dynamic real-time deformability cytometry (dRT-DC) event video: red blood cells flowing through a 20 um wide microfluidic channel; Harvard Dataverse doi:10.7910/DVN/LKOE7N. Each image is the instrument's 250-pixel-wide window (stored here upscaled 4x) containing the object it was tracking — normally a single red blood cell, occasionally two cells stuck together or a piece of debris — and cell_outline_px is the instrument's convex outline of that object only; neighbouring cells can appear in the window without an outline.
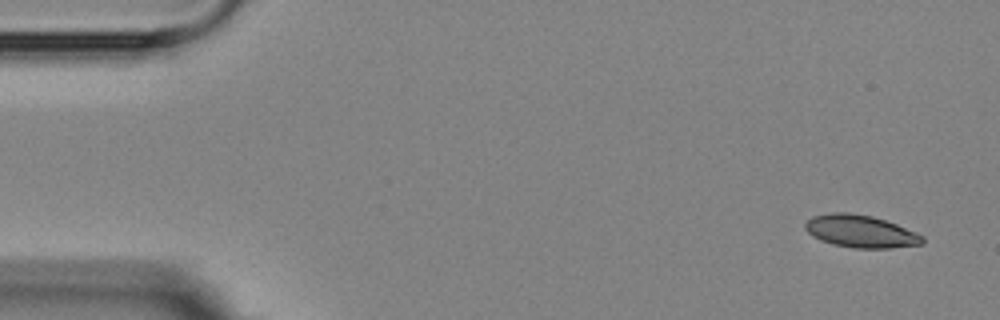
{"species": "Egyptian fruit bat (a non-hibernating species)", "species_latin": "Rousettus aegyptiacus", "temperature_condition": "room temperature", "stored_images_in_passage": 4, "camera_frame_rate_fps": 3000, "um_per_image_px": 0.085, "animal": {"sex": "female"}, "frame": {"image": 1, "passage_image": 1, "time_ms": 0.0, "image_size_px": [1000, 320], "cell_outline_px": [[924, 244], [888, 248], [852, 248], [832, 244], [820, 240], [812, 236], [804, 228], [804, 224], [812, 216], [828, 212], [848, 212], [872, 216], [896, 224], [924, 236]], "centroid_in_image_um": [73.12, 19.66], "position_along_channel_um": 11.9, "area_um2": 22.31}}
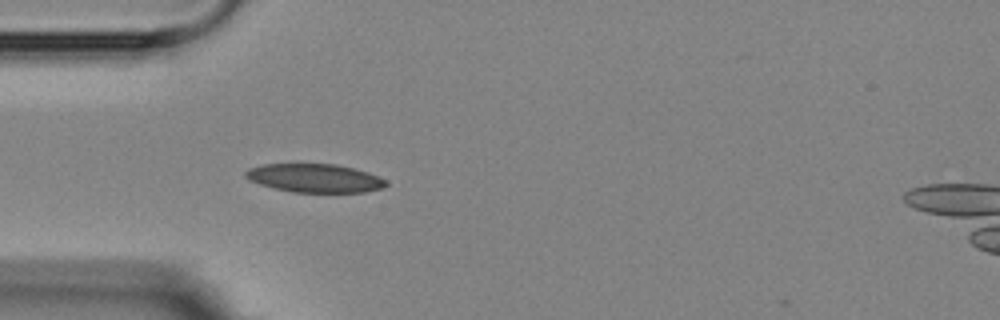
{"frame": {"image": 2, "passage_image": 4, "time_ms": 4.333, "image_size_px": [1000, 320], "cell_outline_px": [[388, 184], [384, 188], [364, 192], [292, 192], [260, 184], [248, 180], [244, 176], [244, 172], [248, 168], [264, 164], [336, 164], [368, 172], [384, 180]], "centroid_in_image_um": [26.72, 15.14], "position_along_channel_um": 58.3, "area_um2": 23.24}}